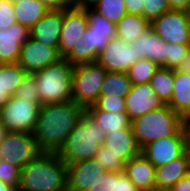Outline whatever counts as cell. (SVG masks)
Wrapping results in <instances>:
<instances>
[{"label":"cell","mask_w":190,"mask_h":191,"mask_svg":"<svg viewBox=\"0 0 190 191\" xmlns=\"http://www.w3.org/2000/svg\"><path fill=\"white\" fill-rule=\"evenodd\" d=\"M86 109L76 102L42 105L33 136L42 152H58Z\"/></svg>","instance_id":"obj_1"},{"label":"cell","mask_w":190,"mask_h":191,"mask_svg":"<svg viewBox=\"0 0 190 191\" xmlns=\"http://www.w3.org/2000/svg\"><path fill=\"white\" fill-rule=\"evenodd\" d=\"M66 163L56 152H41L21 169L18 191H67Z\"/></svg>","instance_id":"obj_2"},{"label":"cell","mask_w":190,"mask_h":191,"mask_svg":"<svg viewBox=\"0 0 190 191\" xmlns=\"http://www.w3.org/2000/svg\"><path fill=\"white\" fill-rule=\"evenodd\" d=\"M88 16V27L65 59L72 65L97 62L100 52L116 37V24L83 7Z\"/></svg>","instance_id":"obj_3"},{"label":"cell","mask_w":190,"mask_h":191,"mask_svg":"<svg viewBox=\"0 0 190 191\" xmlns=\"http://www.w3.org/2000/svg\"><path fill=\"white\" fill-rule=\"evenodd\" d=\"M105 137L106 132L85 112L57 154L66 165L94 159Z\"/></svg>","instance_id":"obj_4"},{"label":"cell","mask_w":190,"mask_h":191,"mask_svg":"<svg viewBox=\"0 0 190 191\" xmlns=\"http://www.w3.org/2000/svg\"><path fill=\"white\" fill-rule=\"evenodd\" d=\"M73 69L74 65L61 58L33 74L41 105L73 100Z\"/></svg>","instance_id":"obj_5"},{"label":"cell","mask_w":190,"mask_h":191,"mask_svg":"<svg viewBox=\"0 0 190 191\" xmlns=\"http://www.w3.org/2000/svg\"><path fill=\"white\" fill-rule=\"evenodd\" d=\"M131 126L142 148L152 141L175 135L184 126V119L166 104L136 118Z\"/></svg>","instance_id":"obj_6"},{"label":"cell","mask_w":190,"mask_h":191,"mask_svg":"<svg viewBox=\"0 0 190 191\" xmlns=\"http://www.w3.org/2000/svg\"><path fill=\"white\" fill-rule=\"evenodd\" d=\"M107 71L97 62L78 64L73 69V101L85 109L94 105L103 86Z\"/></svg>","instance_id":"obj_7"},{"label":"cell","mask_w":190,"mask_h":191,"mask_svg":"<svg viewBox=\"0 0 190 191\" xmlns=\"http://www.w3.org/2000/svg\"><path fill=\"white\" fill-rule=\"evenodd\" d=\"M41 106L13 95L0 110V121L7 132L33 133Z\"/></svg>","instance_id":"obj_8"},{"label":"cell","mask_w":190,"mask_h":191,"mask_svg":"<svg viewBox=\"0 0 190 191\" xmlns=\"http://www.w3.org/2000/svg\"><path fill=\"white\" fill-rule=\"evenodd\" d=\"M188 150V137L183 126L175 135L152 141L141 148V154L156 168L182 156Z\"/></svg>","instance_id":"obj_9"},{"label":"cell","mask_w":190,"mask_h":191,"mask_svg":"<svg viewBox=\"0 0 190 191\" xmlns=\"http://www.w3.org/2000/svg\"><path fill=\"white\" fill-rule=\"evenodd\" d=\"M0 147L4 159L21 169L42 152L33 133L7 132Z\"/></svg>","instance_id":"obj_10"},{"label":"cell","mask_w":190,"mask_h":191,"mask_svg":"<svg viewBox=\"0 0 190 191\" xmlns=\"http://www.w3.org/2000/svg\"><path fill=\"white\" fill-rule=\"evenodd\" d=\"M151 27L164 42L190 46V19L186 11L169 10L154 20Z\"/></svg>","instance_id":"obj_11"},{"label":"cell","mask_w":190,"mask_h":191,"mask_svg":"<svg viewBox=\"0 0 190 191\" xmlns=\"http://www.w3.org/2000/svg\"><path fill=\"white\" fill-rule=\"evenodd\" d=\"M59 50L46 46L29 37L21 46L18 64L28 73L34 74L61 59Z\"/></svg>","instance_id":"obj_12"},{"label":"cell","mask_w":190,"mask_h":191,"mask_svg":"<svg viewBox=\"0 0 190 191\" xmlns=\"http://www.w3.org/2000/svg\"><path fill=\"white\" fill-rule=\"evenodd\" d=\"M88 27V16L83 7L72 6L64 10L62 31L59 39V54L65 58L82 38Z\"/></svg>","instance_id":"obj_13"},{"label":"cell","mask_w":190,"mask_h":191,"mask_svg":"<svg viewBox=\"0 0 190 191\" xmlns=\"http://www.w3.org/2000/svg\"><path fill=\"white\" fill-rule=\"evenodd\" d=\"M136 51L132 45L117 37L111 39L100 52L97 63L107 72L126 73L138 61Z\"/></svg>","instance_id":"obj_14"},{"label":"cell","mask_w":190,"mask_h":191,"mask_svg":"<svg viewBox=\"0 0 190 191\" xmlns=\"http://www.w3.org/2000/svg\"><path fill=\"white\" fill-rule=\"evenodd\" d=\"M125 102L126 113L131 121L166 105L155 93L150 83L132 85L125 97Z\"/></svg>","instance_id":"obj_15"},{"label":"cell","mask_w":190,"mask_h":191,"mask_svg":"<svg viewBox=\"0 0 190 191\" xmlns=\"http://www.w3.org/2000/svg\"><path fill=\"white\" fill-rule=\"evenodd\" d=\"M129 44L136 51L138 59L148 58L159 67L168 68L169 43L164 42L151 26Z\"/></svg>","instance_id":"obj_16"},{"label":"cell","mask_w":190,"mask_h":191,"mask_svg":"<svg viewBox=\"0 0 190 191\" xmlns=\"http://www.w3.org/2000/svg\"><path fill=\"white\" fill-rule=\"evenodd\" d=\"M67 191H88L99 175L106 172L95 159L67 164Z\"/></svg>","instance_id":"obj_17"},{"label":"cell","mask_w":190,"mask_h":191,"mask_svg":"<svg viewBox=\"0 0 190 191\" xmlns=\"http://www.w3.org/2000/svg\"><path fill=\"white\" fill-rule=\"evenodd\" d=\"M29 37V29L17 22L8 28L0 29V59L4 64L18 62L21 46Z\"/></svg>","instance_id":"obj_18"},{"label":"cell","mask_w":190,"mask_h":191,"mask_svg":"<svg viewBox=\"0 0 190 191\" xmlns=\"http://www.w3.org/2000/svg\"><path fill=\"white\" fill-rule=\"evenodd\" d=\"M64 10H49L29 31L36 41L58 49Z\"/></svg>","instance_id":"obj_19"},{"label":"cell","mask_w":190,"mask_h":191,"mask_svg":"<svg viewBox=\"0 0 190 191\" xmlns=\"http://www.w3.org/2000/svg\"><path fill=\"white\" fill-rule=\"evenodd\" d=\"M103 145L124 163L141 154L132 126L112 133H107Z\"/></svg>","instance_id":"obj_20"},{"label":"cell","mask_w":190,"mask_h":191,"mask_svg":"<svg viewBox=\"0 0 190 191\" xmlns=\"http://www.w3.org/2000/svg\"><path fill=\"white\" fill-rule=\"evenodd\" d=\"M190 172V152L187 150L182 156L156 168V188L171 191L173 185Z\"/></svg>","instance_id":"obj_21"},{"label":"cell","mask_w":190,"mask_h":191,"mask_svg":"<svg viewBox=\"0 0 190 191\" xmlns=\"http://www.w3.org/2000/svg\"><path fill=\"white\" fill-rule=\"evenodd\" d=\"M156 167L142 154L125 163L123 173L140 191H150L156 188Z\"/></svg>","instance_id":"obj_22"},{"label":"cell","mask_w":190,"mask_h":191,"mask_svg":"<svg viewBox=\"0 0 190 191\" xmlns=\"http://www.w3.org/2000/svg\"><path fill=\"white\" fill-rule=\"evenodd\" d=\"M167 105L183 119L190 114V73L174 70V91Z\"/></svg>","instance_id":"obj_23"},{"label":"cell","mask_w":190,"mask_h":191,"mask_svg":"<svg viewBox=\"0 0 190 191\" xmlns=\"http://www.w3.org/2000/svg\"><path fill=\"white\" fill-rule=\"evenodd\" d=\"M12 2L17 23L29 30L49 11L39 0H12Z\"/></svg>","instance_id":"obj_24"},{"label":"cell","mask_w":190,"mask_h":191,"mask_svg":"<svg viewBox=\"0 0 190 191\" xmlns=\"http://www.w3.org/2000/svg\"><path fill=\"white\" fill-rule=\"evenodd\" d=\"M86 112L106 134L131 127L132 121L126 112L110 113L98 110L94 105L86 108Z\"/></svg>","instance_id":"obj_25"},{"label":"cell","mask_w":190,"mask_h":191,"mask_svg":"<svg viewBox=\"0 0 190 191\" xmlns=\"http://www.w3.org/2000/svg\"><path fill=\"white\" fill-rule=\"evenodd\" d=\"M150 26L151 24L143 16L127 13L116 24V37L130 43L141 36Z\"/></svg>","instance_id":"obj_26"},{"label":"cell","mask_w":190,"mask_h":191,"mask_svg":"<svg viewBox=\"0 0 190 191\" xmlns=\"http://www.w3.org/2000/svg\"><path fill=\"white\" fill-rule=\"evenodd\" d=\"M132 88L127 73L107 72L100 96H118L125 98Z\"/></svg>","instance_id":"obj_27"},{"label":"cell","mask_w":190,"mask_h":191,"mask_svg":"<svg viewBox=\"0 0 190 191\" xmlns=\"http://www.w3.org/2000/svg\"><path fill=\"white\" fill-rule=\"evenodd\" d=\"M28 73L18 64H4L0 67V90L10 97L15 95Z\"/></svg>","instance_id":"obj_28"},{"label":"cell","mask_w":190,"mask_h":191,"mask_svg":"<svg viewBox=\"0 0 190 191\" xmlns=\"http://www.w3.org/2000/svg\"><path fill=\"white\" fill-rule=\"evenodd\" d=\"M150 84L159 98L168 104L174 91V69L159 67L151 78Z\"/></svg>","instance_id":"obj_29"},{"label":"cell","mask_w":190,"mask_h":191,"mask_svg":"<svg viewBox=\"0 0 190 191\" xmlns=\"http://www.w3.org/2000/svg\"><path fill=\"white\" fill-rule=\"evenodd\" d=\"M159 66L148 58H141L126 72L132 85L150 83Z\"/></svg>","instance_id":"obj_30"},{"label":"cell","mask_w":190,"mask_h":191,"mask_svg":"<svg viewBox=\"0 0 190 191\" xmlns=\"http://www.w3.org/2000/svg\"><path fill=\"white\" fill-rule=\"evenodd\" d=\"M91 8L115 24L127 14L124 0H99Z\"/></svg>","instance_id":"obj_31"},{"label":"cell","mask_w":190,"mask_h":191,"mask_svg":"<svg viewBox=\"0 0 190 191\" xmlns=\"http://www.w3.org/2000/svg\"><path fill=\"white\" fill-rule=\"evenodd\" d=\"M95 160L103 167L106 171H117L123 172L125 163L119 158V156L113 155L109 152L104 145H101L98 152L95 155Z\"/></svg>","instance_id":"obj_32"},{"label":"cell","mask_w":190,"mask_h":191,"mask_svg":"<svg viewBox=\"0 0 190 191\" xmlns=\"http://www.w3.org/2000/svg\"><path fill=\"white\" fill-rule=\"evenodd\" d=\"M15 96L26 99L29 102L41 104L33 74L26 75L21 85L17 88Z\"/></svg>","instance_id":"obj_33"},{"label":"cell","mask_w":190,"mask_h":191,"mask_svg":"<svg viewBox=\"0 0 190 191\" xmlns=\"http://www.w3.org/2000/svg\"><path fill=\"white\" fill-rule=\"evenodd\" d=\"M0 180L19 189L21 168L17 165H12L6 159H3L0 162Z\"/></svg>","instance_id":"obj_34"},{"label":"cell","mask_w":190,"mask_h":191,"mask_svg":"<svg viewBox=\"0 0 190 191\" xmlns=\"http://www.w3.org/2000/svg\"><path fill=\"white\" fill-rule=\"evenodd\" d=\"M171 10L167 0H145L143 8V17L151 24L162 14Z\"/></svg>","instance_id":"obj_35"},{"label":"cell","mask_w":190,"mask_h":191,"mask_svg":"<svg viewBox=\"0 0 190 191\" xmlns=\"http://www.w3.org/2000/svg\"><path fill=\"white\" fill-rule=\"evenodd\" d=\"M94 106L98 110L110 113L126 112L125 98L118 96H99Z\"/></svg>","instance_id":"obj_36"},{"label":"cell","mask_w":190,"mask_h":191,"mask_svg":"<svg viewBox=\"0 0 190 191\" xmlns=\"http://www.w3.org/2000/svg\"><path fill=\"white\" fill-rule=\"evenodd\" d=\"M189 50L190 46L187 44H169L168 68L178 69Z\"/></svg>","instance_id":"obj_37"},{"label":"cell","mask_w":190,"mask_h":191,"mask_svg":"<svg viewBox=\"0 0 190 191\" xmlns=\"http://www.w3.org/2000/svg\"><path fill=\"white\" fill-rule=\"evenodd\" d=\"M17 22L12 0H0V29Z\"/></svg>","instance_id":"obj_38"},{"label":"cell","mask_w":190,"mask_h":191,"mask_svg":"<svg viewBox=\"0 0 190 191\" xmlns=\"http://www.w3.org/2000/svg\"><path fill=\"white\" fill-rule=\"evenodd\" d=\"M114 171H106L96 179L93 188L88 191H113Z\"/></svg>","instance_id":"obj_39"},{"label":"cell","mask_w":190,"mask_h":191,"mask_svg":"<svg viewBox=\"0 0 190 191\" xmlns=\"http://www.w3.org/2000/svg\"><path fill=\"white\" fill-rule=\"evenodd\" d=\"M113 191H140V190L123 172L114 171Z\"/></svg>","instance_id":"obj_40"},{"label":"cell","mask_w":190,"mask_h":191,"mask_svg":"<svg viewBox=\"0 0 190 191\" xmlns=\"http://www.w3.org/2000/svg\"><path fill=\"white\" fill-rule=\"evenodd\" d=\"M145 0H124L128 14L143 16Z\"/></svg>","instance_id":"obj_41"},{"label":"cell","mask_w":190,"mask_h":191,"mask_svg":"<svg viewBox=\"0 0 190 191\" xmlns=\"http://www.w3.org/2000/svg\"><path fill=\"white\" fill-rule=\"evenodd\" d=\"M49 10H66L72 7L67 0H39Z\"/></svg>","instance_id":"obj_42"},{"label":"cell","mask_w":190,"mask_h":191,"mask_svg":"<svg viewBox=\"0 0 190 191\" xmlns=\"http://www.w3.org/2000/svg\"><path fill=\"white\" fill-rule=\"evenodd\" d=\"M171 191H190V172L179 179L174 185Z\"/></svg>","instance_id":"obj_43"},{"label":"cell","mask_w":190,"mask_h":191,"mask_svg":"<svg viewBox=\"0 0 190 191\" xmlns=\"http://www.w3.org/2000/svg\"><path fill=\"white\" fill-rule=\"evenodd\" d=\"M171 10H182L186 11L190 0H167Z\"/></svg>","instance_id":"obj_44"},{"label":"cell","mask_w":190,"mask_h":191,"mask_svg":"<svg viewBox=\"0 0 190 191\" xmlns=\"http://www.w3.org/2000/svg\"><path fill=\"white\" fill-rule=\"evenodd\" d=\"M177 70L190 73V50Z\"/></svg>","instance_id":"obj_45"},{"label":"cell","mask_w":190,"mask_h":191,"mask_svg":"<svg viewBox=\"0 0 190 191\" xmlns=\"http://www.w3.org/2000/svg\"><path fill=\"white\" fill-rule=\"evenodd\" d=\"M0 191H18V189L0 180Z\"/></svg>","instance_id":"obj_46"},{"label":"cell","mask_w":190,"mask_h":191,"mask_svg":"<svg viewBox=\"0 0 190 191\" xmlns=\"http://www.w3.org/2000/svg\"><path fill=\"white\" fill-rule=\"evenodd\" d=\"M10 96L5 93L3 90H0V110L4 104L9 100Z\"/></svg>","instance_id":"obj_47"},{"label":"cell","mask_w":190,"mask_h":191,"mask_svg":"<svg viewBox=\"0 0 190 191\" xmlns=\"http://www.w3.org/2000/svg\"><path fill=\"white\" fill-rule=\"evenodd\" d=\"M99 0H81L78 7H92Z\"/></svg>","instance_id":"obj_48"},{"label":"cell","mask_w":190,"mask_h":191,"mask_svg":"<svg viewBox=\"0 0 190 191\" xmlns=\"http://www.w3.org/2000/svg\"><path fill=\"white\" fill-rule=\"evenodd\" d=\"M186 134H190V114L184 119Z\"/></svg>","instance_id":"obj_49"},{"label":"cell","mask_w":190,"mask_h":191,"mask_svg":"<svg viewBox=\"0 0 190 191\" xmlns=\"http://www.w3.org/2000/svg\"><path fill=\"white\" fill-rule=\"evenodd\" d=\"M6 134H7V130H6L5 126L0 121V142Z\"/></svg>","instance_id":"obj_50"},{"label":"cell","mask_w":190,"mask_h":191,"mask_svg":"<svg viewBox=\"0 0 190 191\" xmlns=\"http://www.w3.org/2000/svg\"><path fill=\"white\" fill-rule=\"evenodd\" d=\"M72 6H77L81 0H67Z\"/></svg>","instance_id":"obj_51"},{"label":"cell","mask_w":190,"mask_h":191,"mask_svg":"<svg viewBox=\"0 0 190 191\" xmlns=\"http://www.w3.org/2000/svg\"><path fill=\"white\" fill-rule=\"evenodd\" d=\"M187 137H188V150L190 152V134H187Z\"/></svg>","instance_id":"obj_52"},{"label":"cell","mask_w":190,"mask_h":191,"mask_svg":"<svg viewBox=\"0 0 190 191\" xmlns=\"http://www.w3.org/2000/svg\"><path fill=\"white\" fill-rule=\"evenodd\" d=\"M186 13H187V15L189 16V19H190V3H189V6H188V8L186 10Z\"/></svg>","instance_id":"obj_53"},{"label":"cell","mask_w":190,"mask_h":191,"mask_svg":"<svg viewBox=\"0 0 190 191\" xmlns=\"http://www.w3.org/2000/svg\"><path fill=\"white\" fill-rule=\"evenodd\" d=\"M1 147H0V162L4 159V157L1 155Z\"/></svg>","instance_id":"obj_54"},{"label":"cell","mask_w":190,"mask_h":191,"mask_svg":"<svg viewBox=\"0 0 190 191\" xmlns=\"http://www.w3.org/2000/svg\"><path fill=\"white\" fill-rule=\"evenodd\" d=\"M150 191H163V190H159V189L155 188V189H152Z\"/></svg>","instance_id":"obj_55"},{"label":"cell","mask_w":190,"mask_h":191,"mask_svg":"<svg viewBox=\"0 0 190 191\" xmlns=\"http://www.w3.org/2000/svg\"><path fill=\"white\" fill-rule=\"evenodd\" d=\"M3 65H4V63H3V61L0 59V67L3 66Z\"/></svg>","instance_id":"obj_56"}]
</instances>
